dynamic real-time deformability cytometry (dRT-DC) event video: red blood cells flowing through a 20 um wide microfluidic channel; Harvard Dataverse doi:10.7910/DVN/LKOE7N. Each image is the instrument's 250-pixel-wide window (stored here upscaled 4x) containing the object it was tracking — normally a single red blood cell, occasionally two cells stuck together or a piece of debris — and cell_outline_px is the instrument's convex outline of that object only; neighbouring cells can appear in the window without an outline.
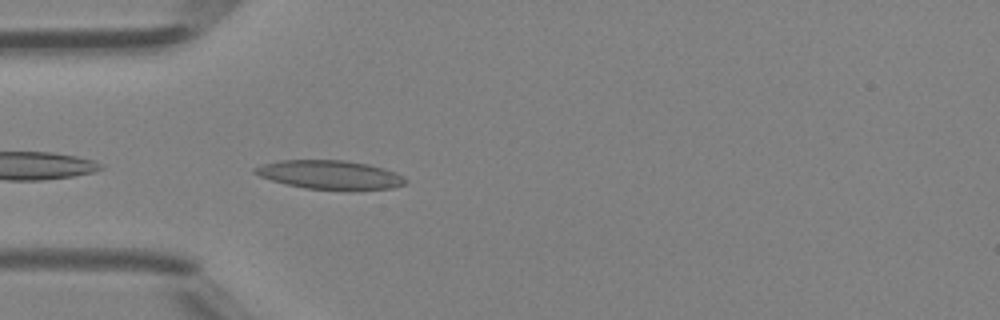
{"species": "Egyptian fruit bat (a non-hibernating species)", "species_latin": "Rousettus aegyptiacus", "temperature_condition": "room temperature", "stored_images_in_passage": 24, "camera_frame_rate_fps": 3000, "um_per_image_px": 0.085, "animal": {"sex": "female"}, "frame": {"image": 1, "passage_image": 2, "time_ms": 0.333, "image_size_px": [1000, 320], "cell_outline_px": [[408, 184], [392, 188], [304, 188], [272, 180], [260, 176], [252, 172], [252, 168], [260, 164], [280, 160], [344, 160], [368, 164], [384, 168], [396, 172], [404, 176], [408, 180]], "centroid_in_image_um": [28.03, 14.82], "position_along_channel_um": 57.0, "area_um2": 24.85}}
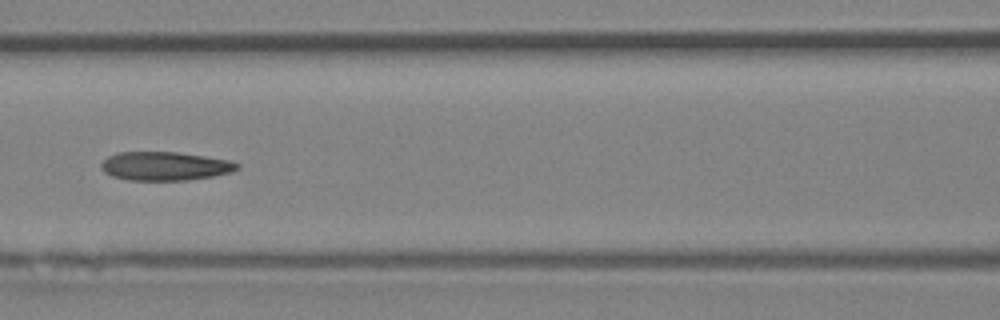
{"frame": {"image": 2, "passage_image": 9, "time_ms": 2.667, "image_size_px": [1000, 320], "cell_outline_px": [[240, 168], [232, 172], [212, 176], [188, 180], [128, 180], [112, 176], [104, 172], [100, 168], [100, 164], [108, 156], [116, 152], [176, 152], [204, 156], [228, 160], [240, 164]], "centroid_in_image_um": [14.0, 14.12], "position_along_channel_um": 152.6, "area_um2": 22.77}}
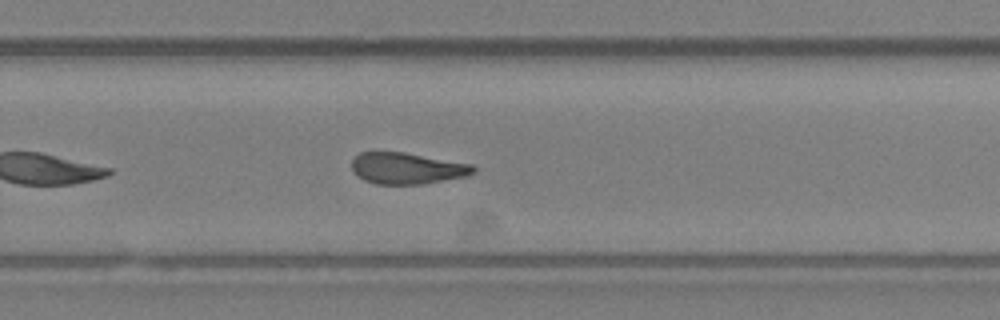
{"frame": {"image": 3, "passage_image": 19, "time_ms": 6.0, "image_size_px": [1000, 320], "cell_outline_px": [[476, 172], [464, 176], [424, 184], [376, 184], [364, 180], [352, 168], [352, 160], [360, 152], [404, 152], [472, 164], [476, 168]], "centroid_in_image_um": [34.62, 14.3], "position_along_channel_um": 295.2, "area_um2": 22.02}, "authors_computed_cell_mechanics": {"area_um2": 22.6576, "velocity_mm_per_s": 4.2895, "shape_relaxation_time_tau1_ms": null, "shape_relaxation_time_tau2_ms": 3.5131, "deformation_change_tau1": null, "deformation_change_tau2": 0.1088}}